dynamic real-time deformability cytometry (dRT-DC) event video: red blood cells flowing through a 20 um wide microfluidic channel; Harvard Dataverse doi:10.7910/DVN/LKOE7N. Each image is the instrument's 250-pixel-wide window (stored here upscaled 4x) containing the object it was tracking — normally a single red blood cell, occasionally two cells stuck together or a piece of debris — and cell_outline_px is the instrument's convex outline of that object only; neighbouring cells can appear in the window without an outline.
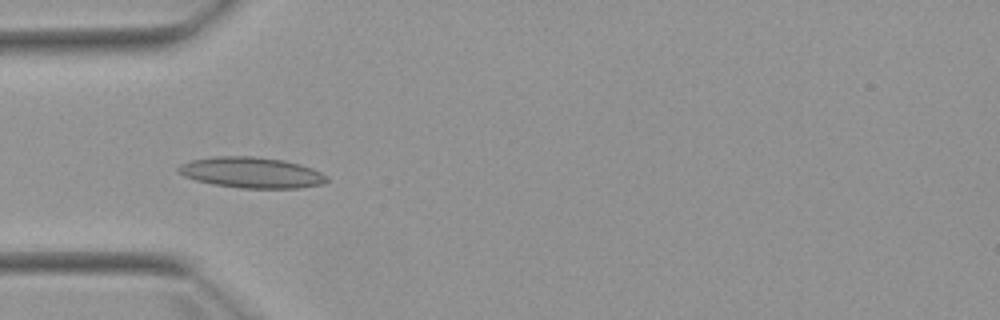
{"species": "Egyptian fruit bat (a non-hibernating species)", "species_latin": "Rousettus aegyptiacus", "temperature_condition": "warm", "stored_images_in_passage": 7, "camera_frame_rate_fps": 3000, "um_per_image_px": 0.085, "animal": {"sex": "female"}, "frame": {"image": 1, "passage_image": 5, "time_ms": 4.667, "image_size_px": [1000, 320], "cell_outline_px": [[328, 180], [324, 184], [300, 188], [240, 188], [212, 184], [196, 180], [184, 176], [176, 172], [176, 168], [180, 164], [192, 160], [212, 156], [252, 156], [284, 160], [300, 164], [312, 168], [328, 176]], "centroid_in_image_um": [21.37, 14.67], "position_along_channel_um": 63.6, "area_um2": 26.88}}
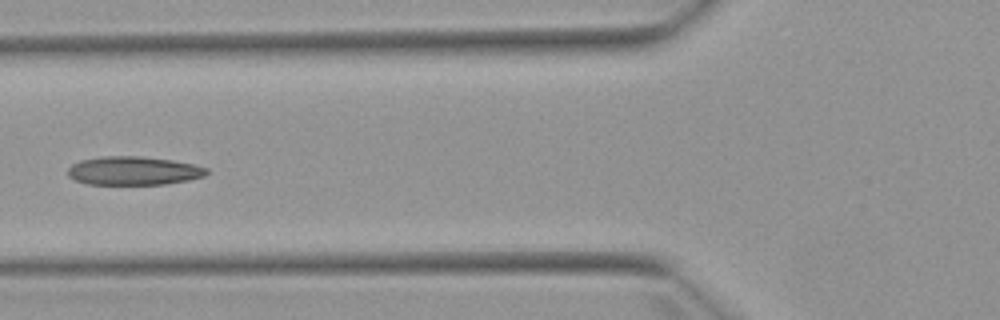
{"frame": {"image": 2, "passage_image": 6, "time_ms": 6.0, "image_size_px": [1000, 320], "cell_outline_px": [[208, 172], [204, 176], [188, 180], [164, 184], [88, 184], [76, 180], [68, 176], [68, 168], [72, 164], [80, 160], [100, 156], [140, 156], [172, 160], [192, 164], [208, 168]], "centroid_in_image_um": [11.33, 14.51], "position_along_channel_um": 114.5, "area_um2": 23.06}}
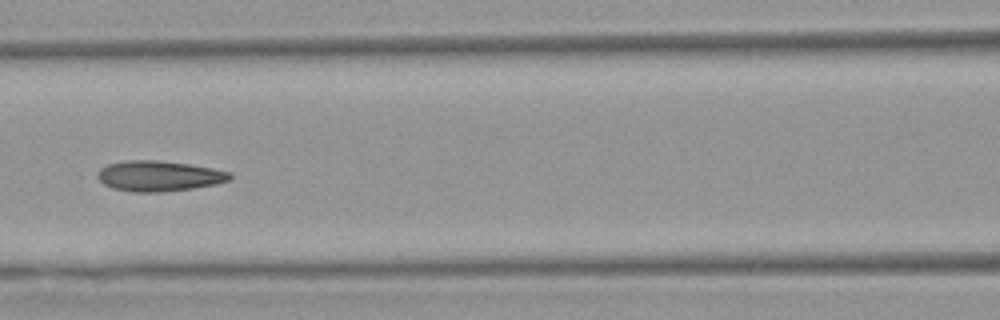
{"frame": {"image": 3, "passage_image": 7, "time_ms": 7.0, "image_size_px": [1000, 320], "cell_outline_px": [[232, 176], [228, 180], [216, 184], [192, 188], [160, 192], [132, 192], [112, 188], [104, 184], [100, 180], [100, 168], [108, 164], [128, 160], [156, 160], [188, 164], [212, 168], [232, 172]], "centroid_in_image_um": [13.53, 14.96], "position_along_channel_um": 153.1, "area_um2": 23.24}}